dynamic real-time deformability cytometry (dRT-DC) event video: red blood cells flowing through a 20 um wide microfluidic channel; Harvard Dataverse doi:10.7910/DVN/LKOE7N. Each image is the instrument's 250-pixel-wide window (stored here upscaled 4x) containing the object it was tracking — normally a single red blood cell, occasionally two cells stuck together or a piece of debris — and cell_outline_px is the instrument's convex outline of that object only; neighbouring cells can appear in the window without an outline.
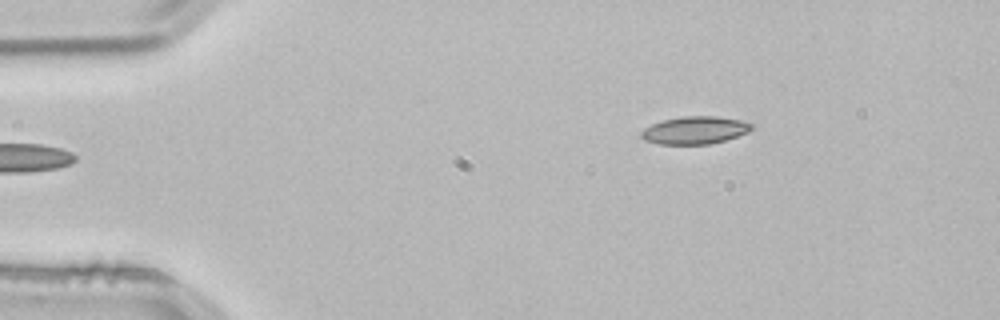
{"species": "common noctule bat (a hibernating species)", "species_latin": "Nyctalus noctula", "temperature_condition": "room temperature", "stored_images_in_passage": 45, "camera_frame_rate_fps": 3000, "um_per_image_px": 0.085, "animal": {"sex": "male", "body_mass_g": 21.5, "forearm_length_mm": 52.0}, "frame": {"image": 1, "passage_image": 1, "time_ms": 0.0, "image_size_px": [1000, 320], "cell_outline_px": [[752, 128], [748, 132], [724, 140], [708, 144], [660, 144], [644, 140], [640, 136], [640, 132], [644, 128], [652, 124], [664, 120], [684, 116], [716, 116], [744, 120], [752, 124]], "centroid_in_image_um": [59.06, 11.06], "position_along_channel_um": 25.9, "area_um2": 17.69}}
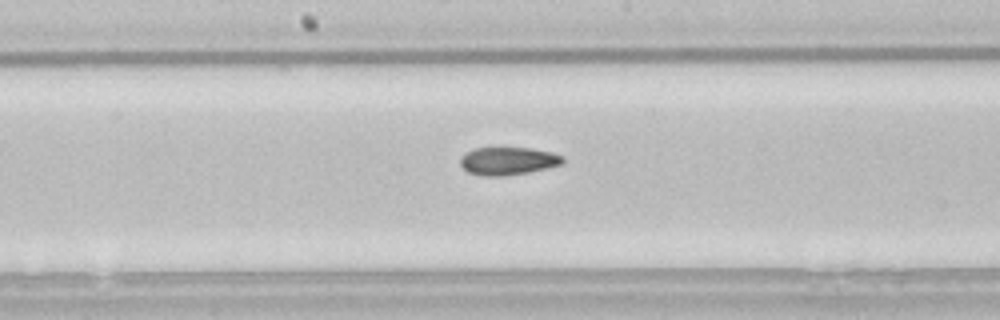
{"frame": {"image": 2, "passage_image": 20, "time_ms": 6.333, "image_size_px": [1000, 320], "cell_outline_px": [[564, 164], [548, 168], [528, 172], [504, 176], [484, 176], [468, 172], [460, 164], [460, 156], [464, 152], [476, 148], [532, 148], [552, 152], [564, 156]], "centroid_in_image_um": [43.2, 13.68], "position_along_channel_um": 205.0, "area_um2": 16.82}}
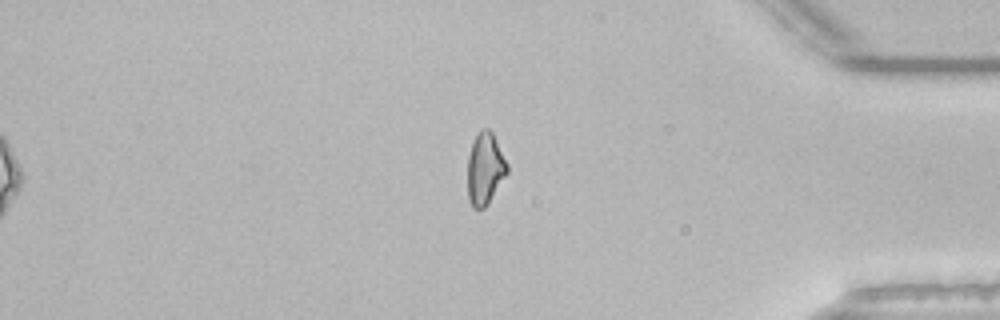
{"frame": {"image": 3, "passage_image": 37, "time_ms": 12.0, "image_size_px": [1000, 320], "cell_outline_px": [[508, 172], [488, 204], [484, 208], [472, 208], [468, 200], [468, 156], [472, 140], [480, 128], [488, 128], [492, 132], [508, 164]], "centroid_in_image_um": [41.22, 14.33], "position_along_channel_um": 394.0, "area_um2": 16.76}, "authors_computed_cell_mechanics": {"area_um2": 16.9354, "velocity_mm_per_s": 3.8499, "shape_relaxation_time_tau1_ms": null, "shape_relaxation_time_tau2_ms": 6.3597, "deformation_change_tau1": null, "deformation_change_tau2": 0.1395}}